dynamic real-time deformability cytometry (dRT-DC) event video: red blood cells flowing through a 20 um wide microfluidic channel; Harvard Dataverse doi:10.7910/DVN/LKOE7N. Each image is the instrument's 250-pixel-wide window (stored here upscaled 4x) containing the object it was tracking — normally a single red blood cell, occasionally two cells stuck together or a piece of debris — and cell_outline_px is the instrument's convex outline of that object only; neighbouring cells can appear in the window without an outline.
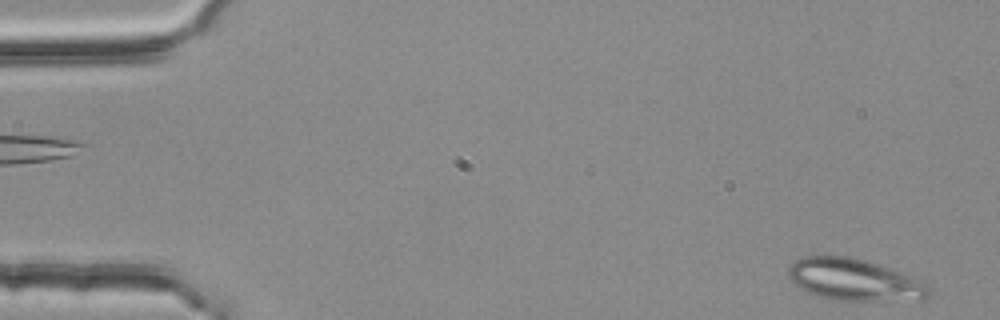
{"species": "common noctule bat (a hibernating species)", "species_latin": "Nyctalus noctula", "temperature_condition": "room temperature", "stored_images_in_passage": 6, "camera_frame_rate_fps": 3000, "um_per_image_px": 0.085, "animal": {"sex": "female", "body_mass_g": 25.1}, "frame": {"image": 1, "passage_image": 6, "time_ms": 1.667, "image_size_px": [1000, 320], "cell_outline_px": [[932, 288], [928, 296], [924, 300], [836, 300], [820, 296], [808, 292], [800, 288], [788, 276], [788, 268], [796, 260], [804, 256], [848, 256], [880, 264], [916, 276], [928, 284]], "centroid_in_image_um": [72.71, 23.77], "position_along_channel_um": 12.3, "area_um2": 34.51}}